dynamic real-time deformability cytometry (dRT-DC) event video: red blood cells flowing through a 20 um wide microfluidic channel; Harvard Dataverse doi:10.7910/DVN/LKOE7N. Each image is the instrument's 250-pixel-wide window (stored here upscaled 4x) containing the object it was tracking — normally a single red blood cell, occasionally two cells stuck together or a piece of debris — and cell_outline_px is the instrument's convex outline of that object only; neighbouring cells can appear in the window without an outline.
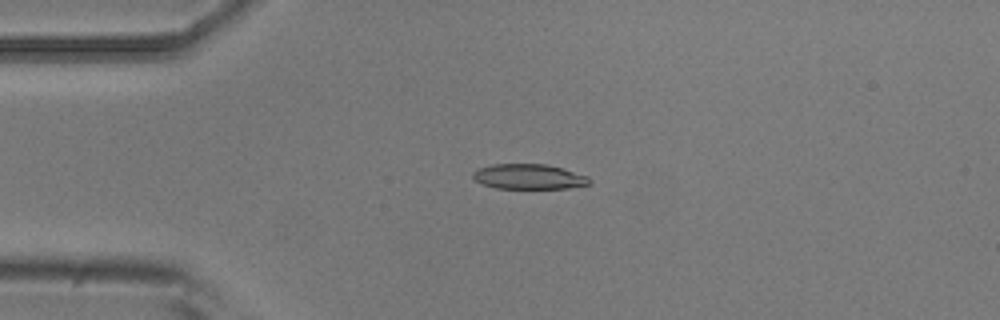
{"species": "common noctule bat (a hibernating species)", "species_latin": "Nyctalus noctula", "temperature_condition": "room temperature", "stored_images_in_passage": 36, "camera_frame_rate_fps": 3000, "um_per_image_px": 0.085, "animal": {"sex": "male", "body_mass_g": 20.5, "forearm_length_mm": 52.5}, "frame": {"image": 1, "passage_image": 2, "time_ms": 0.333, "image_size_px": [1000, 320], "cell_outline_px": [[592, 184], [568, 188], [496, 188], [484, 184], [476, 180], [472, 176], [472, 172], [480, 168], [492, 164], [548, 164], [564, 168], [588, 176], [592, 180]], "centroid_in_image_um": [45.02, 15.01], "position_along_channel_um": 40.0, "area_um2": 17.11}}
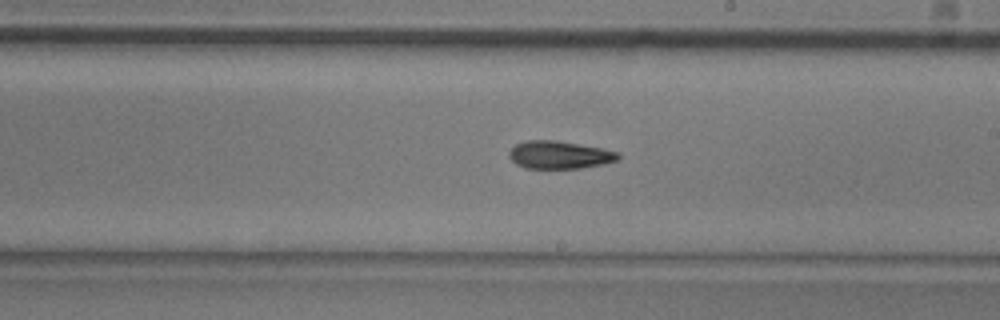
{"frame": {"image": 2, "passage_image": 20, "time_ms": 6.333, "image_size_px": [1000, 320], "cell_outline_px": [[620, 160], [604, 164], [580, 168], [524, 168], [516, 164], [508, 156], [508, 152], [516, 144], [524, 140], [556, 140], [600, 148], [620, 152]], "centroid_in_image_um": [47.55, 13.16], "position_along_channel_um": 241.4, "area_um2": 17.74}}
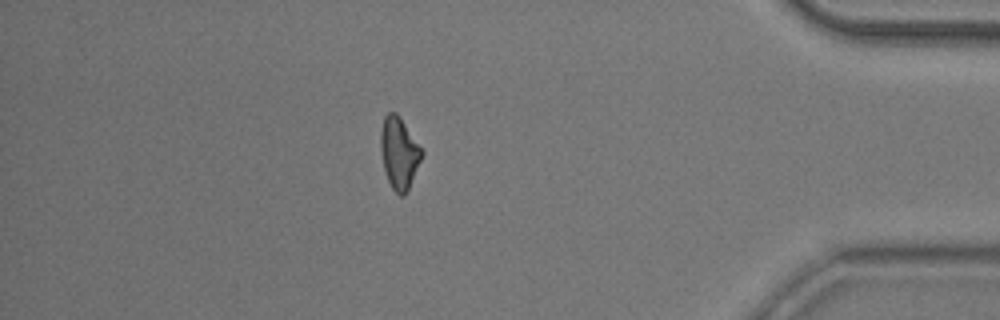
{"frame": {"image": 3, "passage_image": 36, "time_ms": 11.667, "image_size_px": [1000, 320], "cell_outline_px": [[424, 152], [408, 188], [404, 196], [400, 196], [392, 188], [388, 180], [384, 168], [380, 148], [380, 132], [384, 116], [388, 112], [396, 112]], "centroid_in_image_um": [33.9, 12.99], "position_along_channel_um": 401.3, "area_um2": 16.82}, "authors_computed_cell_mechanics": {"area_um2": 17.7735, "velocity_mm_per_s": 3.7655, "shape_relaxation_time_tau1_ms": 4.1907, "shape_relaxation_time_tau2_ms": 10.5202, "deformation_change_tau1": 0.1216, "deformation_change_tau2": 0.2143}}